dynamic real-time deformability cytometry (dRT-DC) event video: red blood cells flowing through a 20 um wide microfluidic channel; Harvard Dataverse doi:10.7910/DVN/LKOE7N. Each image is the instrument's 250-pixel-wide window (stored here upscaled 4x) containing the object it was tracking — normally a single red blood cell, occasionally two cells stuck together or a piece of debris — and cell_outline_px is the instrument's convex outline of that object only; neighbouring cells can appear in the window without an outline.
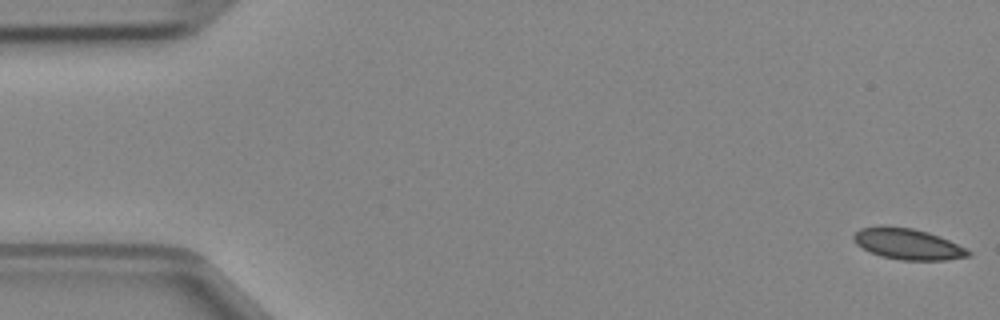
{"species": "Egyptian fruit bat (a non-hibernating species)", "species_latin": "Rousettus aegyptiacus", "temperature_condition": "cold", "stored_images_in_passage": 48, "camera_frame_rate_fps": 3000, "um_per_image_px": 0.085, "animal": {"sex": "female"}, "frame": {"image": 1, "passage_image": 1, "time_ms": 0.0, "image_size_px": [1000, 320], "cell_outline_px": [[972, 256], [948, 260], [900, 260], [880, 256], [856, 244], [852, 240], [852, 236], [860, 228], [912, 228], [928, 232], [940, 236], [972, 252]], "centroid_in_image_um": [77.21, 20.78], "position_along_channel_um": 7.8, "area_um2": 20.17}}
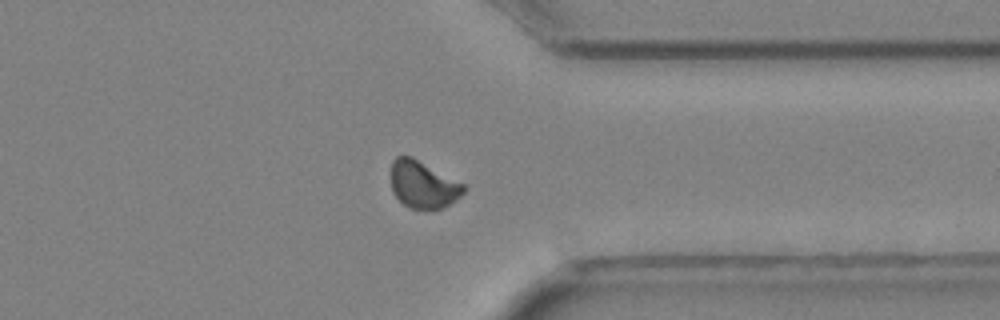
{"frame": {"image": 2, "passage_image": 37, "time_ms": 12.0, "image_size_px": [1000, 320], "cell_outline_px": [[468, 188], [456, 200], [444, 208], [408, 208], [392, 192], [392, 160], [396, 156], [412, 156], [464, 184]], "centroid_in_image_um": [35.98, 15.68], "position_along_channel_um": 375.4, "area_um2": 19.88}}
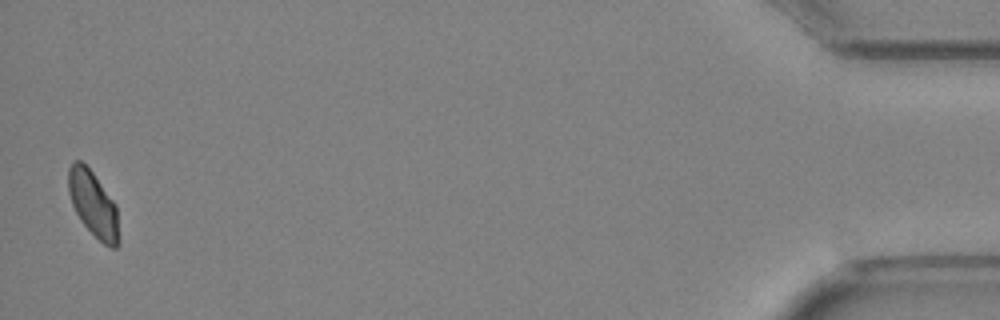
{"frame": {"image": 3, "passage_image": 47, "time_ms": 15.333, "image_size_px": [1000, 320], "cell_outline_px": [[120, 244], [116, 248], [112, 248], [104, 244], [80, 220], [72, 204], [68, 192], [68, 168], [72, 160], [80, 160], [92, 172], [116, 204], [120, 236]], "centroid_in_image_um": [7.94, 17.35], "position_along_channel_um": 427.3, "area_um2": 19.36}}